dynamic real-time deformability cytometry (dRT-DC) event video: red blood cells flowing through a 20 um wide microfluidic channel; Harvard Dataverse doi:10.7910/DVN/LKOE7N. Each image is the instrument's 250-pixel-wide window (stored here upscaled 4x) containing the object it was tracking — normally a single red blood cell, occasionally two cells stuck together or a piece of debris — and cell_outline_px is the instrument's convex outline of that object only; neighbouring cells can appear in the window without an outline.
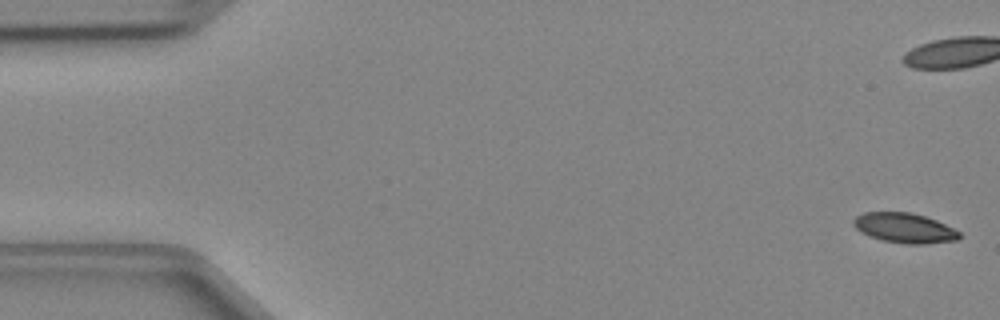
{"species": "Egyptian fruit bat (a non-hibernating species)", "species_latin": "Rousettus aegyptiacus", "temperature_condition": "cold", "stored_images_in_passage": 48, "camera_frame_rate_fps": 3000, "um_per_image_px": 0.085, "animal": {"sex": "female"}, "frame": {"image": 1, "passage_image": 1, "time_ms": 0.0, "image_size_px": [1000, 320], "cell_outline_px": [[960, 240], [924, 244], [904, 244], [884, 240], [860, 232], [852, 224], [852, 220], [856, 216], [864, 212], [912, 212], [936, 220], [960, 232]], "centroid_in_image_um": [76.88, 19.37], "position_along_channel_um": 8.1, "area_um2": 18.44}}
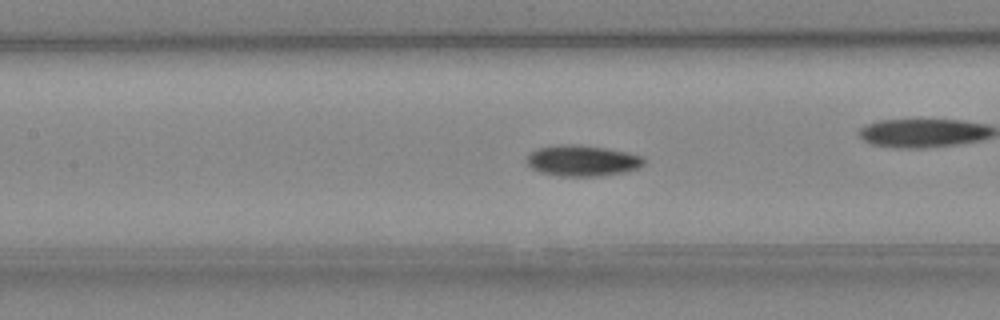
{"frame": {"image": 2, "passage_image": 21, "time_ms": 6.667, "image_size_px": [1000, 320], "cell_outline_px": [[644, 164], [640, 168], [624, 172], [604, 176], [556, 176], [540, 172], [532, 168], [524, 160], [532, 152], [540, 148], [564, 144], [572, 144], [604, 148], [628, 152], [640, 156], [644, 160]], "centroid_in_image_um": [49.51, 13.68], "position_along_channel_um": 157.9, "area_um2": 21.04}}
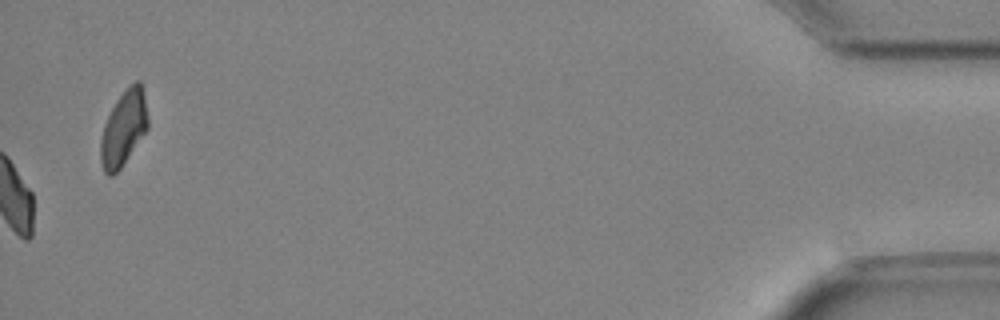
{"frame": {"image": 3, "passage_image": 48, "time_ms": 15.667, "image_size_px": [1000, 320], "cell_outline_px": [[148, 128], [120, 168], [112, 176], [108, 176], [104, 172], [100, 160], [100, 140], [104, 124], [116, 100], [128, 84], [136, 80], [140, 80], [144, 96], [148, 116]], "centroid_in_image_um": [10.5, 10.87], "position_along_channel_um": 424.7, "area_um2": 20.63}}